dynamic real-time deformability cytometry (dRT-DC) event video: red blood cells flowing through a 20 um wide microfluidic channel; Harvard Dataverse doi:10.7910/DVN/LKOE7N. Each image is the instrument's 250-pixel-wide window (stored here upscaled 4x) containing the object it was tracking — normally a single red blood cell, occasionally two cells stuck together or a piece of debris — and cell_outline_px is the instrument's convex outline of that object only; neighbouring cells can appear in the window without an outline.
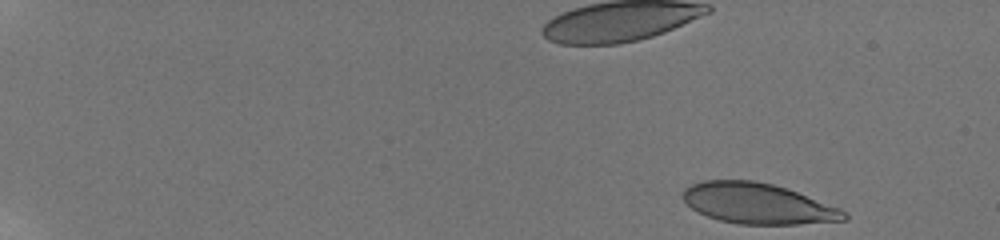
{"species": "human", "species_latin": "Homo sapiens", "temperature_condition": "room temperature", "stored_images_in_passage": 52, "camera_frame_rate_fps": 3000, "um_per_image_px": 0.085, "donor": {"sex": "male"}, "frame": {"image": 1, "passage_image": 1, "time_ms": 0.0, "image_size_px": [1000, 240], "cell_outline_px": [[848, 220], [796, 224], [740, 224], [720, 220], [708, 216], [692, 208], [680, 196], [684, 188], [692, 184], [704, 180], [752, 180], [772, 184], [796, 192], [840, 208], [848, 216]], "centroid_in_image_um": [64.38, 17.3], "position_along_channel_um": 20.6, "area_um2": 37.8}}
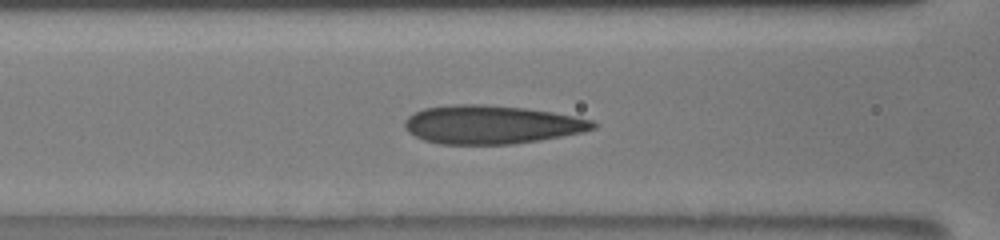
{"frame": {"image": 2, "passage_image": 23, "time_ms": 7.333, "image_size_px": [1000, 240], "cell_outline_px": [[596, 128], [584, 132], [540, 140], [512, 144], [440, 144], [424, 140], [408, 132], [404, 128], [404, 120], [408, 116], [424, 108], [456, 104], [484, 104], [524, 108], [552, 112], [592, 120], [596, 124]], "centroid_in_image_um": [41.76, 10.59], "position_along_channel_um": 124.8, "area_um2": 42.19}}
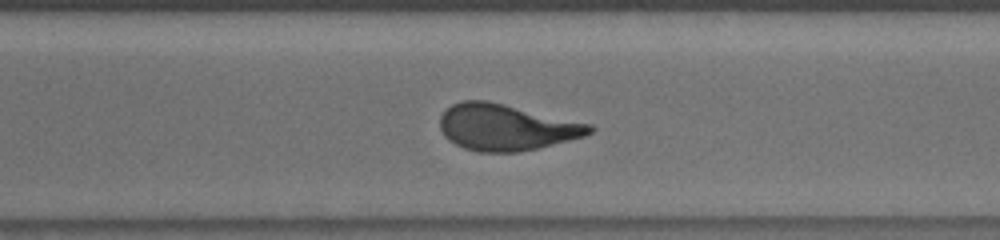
{"frame": {"image": 3, "passage_image": 39, "time_ms": 12.667, "image_size_px": [1000, 240], "cell_outline_px": [[596, 128], [592, 132], [584, 136], [520, 152], [480, 152], [464, 148], [448, 140], [444, 136], [440, 128], [440, 116], [452, 104], [464, 100], [488, 100], [592, 124]], "centroid_in_image_um": [43.01, 10.81], "position_along_channel_um": 327.6, "area_um2": 40.29}, "authors_computed_cell_mechanics": {"area_um2": 40.1132, "velocity_mm_per_s": 3.8088, "shape_relaxation_time_tau1_ms": null, "shape_relaxation_time_tau2_ms": 1.074, "deformation_change_tau1": null, "deformation_change_tau2": 0.064}}